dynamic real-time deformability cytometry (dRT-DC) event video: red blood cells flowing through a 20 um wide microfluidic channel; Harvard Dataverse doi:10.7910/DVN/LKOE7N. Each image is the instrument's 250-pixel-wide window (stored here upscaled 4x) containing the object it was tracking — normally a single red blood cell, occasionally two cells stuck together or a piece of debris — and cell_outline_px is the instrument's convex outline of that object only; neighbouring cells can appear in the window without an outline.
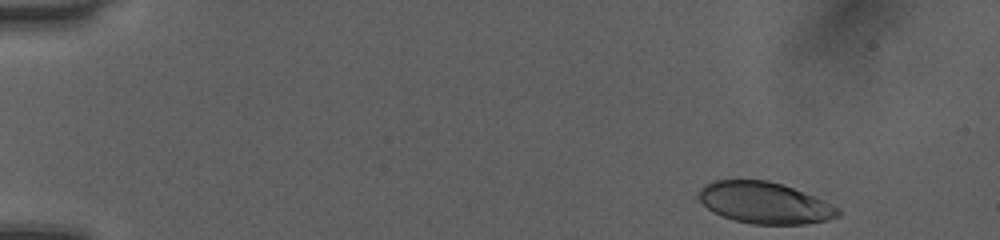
{"species": "human", "species_latin": "Homo sapiens", "temperature_condition": "room temperature", "stored_images_in_passage": 47, "camera_frame_rate_fps": 3000, "um_per_image_px": 0.085, "donor": {"sex": "female"}, "frame": {"image": 1, "passage_image": 1, "time_ms": 0.0, "image_size_px": [1000, 240], "cell_outline_px": [[840, 216], [828, 220], [808, 224], [752, 224], [736, 220], [712, 212], [700, 200], [696, 192], [704, 184], [716, 180], [768, 180], [792, 188], [812, 196], [840, 208]], "centroid_in_image_um": [64.98, 17.24], "position_along_channel_um": 20.0, "area_um2": 33.47}}
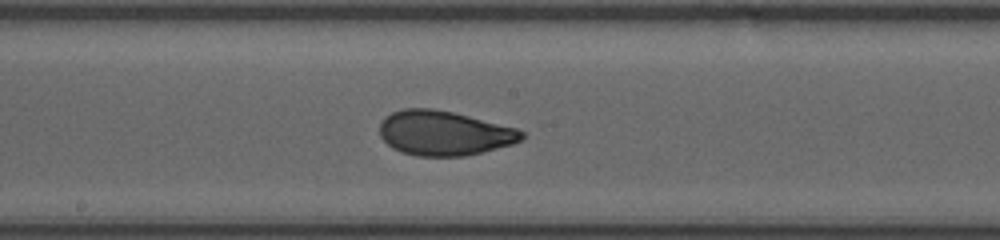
{"frame": {"image": 2, "passage_image": 24, "time_ms": 7.667, "image_size_px": [1000, 240], "cell_outline_px": [[524, 136], [520, 140], [512, 144], [464, 156], [416, 156], [400, 152], [392, 148], [380, 136], [380, 124], [384, 116], [392, 112], [404, 108], [432, 108], [452, 112], [516, 128], [524, 132]], "centroid_in_image_um": [37.69, 11.31], "position_along_channel_um": 210.5, "area_um2": 36.76}}
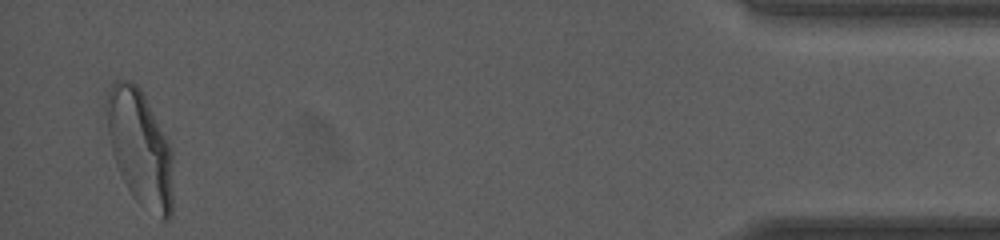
{"frame": {"image": 3, "passage_image": 45, "time_ms": 14.667, "image_size_px": [1000, 240], "cell_outline_px": [[172, 212], [168, 220], [160, 220], [140, 204], [136, 200], [128, 188], [116, 164], [112, 152], [108, 132], [104, 108], [104, 100], [112, 84], [116, 80], [128, 80], [136, 84], [140, 88], [168, 140], [172, 152]], "centroid_in_image_um": [11.89, 12.57], "position_along_channel_um": 423.3, "area_um2": 44.91}, "authors_computed_cell_mechanics": {"area_um2": 37.6856, "velocity_mm_per_s": 4.0678, "shape_relaxation_time_tau1_ms": 3.8459, "shape_relaxation_time_tau2_ms": 0.8172, "deformation_change_tau1": 0.1366, "deformation_change_tau2": 0.0588}}